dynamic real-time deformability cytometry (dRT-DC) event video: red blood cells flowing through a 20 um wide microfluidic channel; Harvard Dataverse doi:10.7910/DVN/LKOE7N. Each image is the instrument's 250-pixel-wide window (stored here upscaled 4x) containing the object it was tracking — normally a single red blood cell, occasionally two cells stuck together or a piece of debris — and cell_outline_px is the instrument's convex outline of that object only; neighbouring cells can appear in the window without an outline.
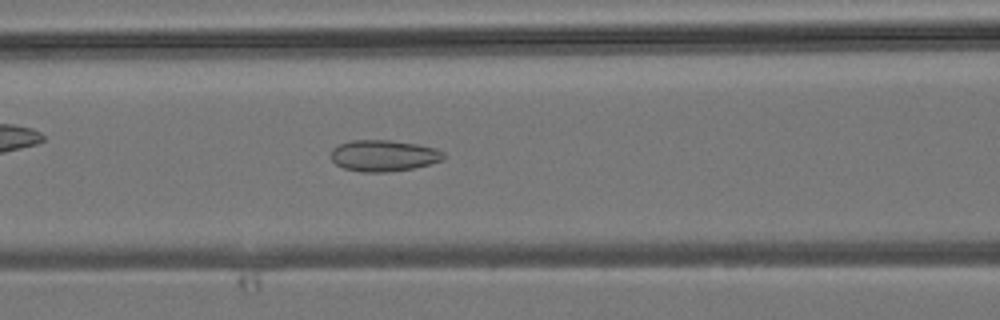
{"species": "common noctule bat (a hibernating species)", "species_latin": "Nyctalus noctula", "temperature_condition": "room temperature", "stored_images_in_passage": 40, "camera_frame_rate_fps": 3000, "um_per_image_px": 0.085, "animal": {"sex": "male", "body_mass_g": 19.2, "forearm_length_mm": 51.8}, "frame": {"image": 1, "passage_image": 14, "time_ms": 4.333, "image_size_px": [1000, 320], "cell_outline_px": [[444, 160], [412, 168], [388, 172], [360, 172], [344, 168], [336, 164], [332, 160], [332, 148], [340, 144], [352, 140], [388, 140], [420, 144], [436, 148], [444, 152]], "centroid_in_image_um": [32.63, 13.22], "position_along_channel_um": 134.0, "area_um2": 20.58}}
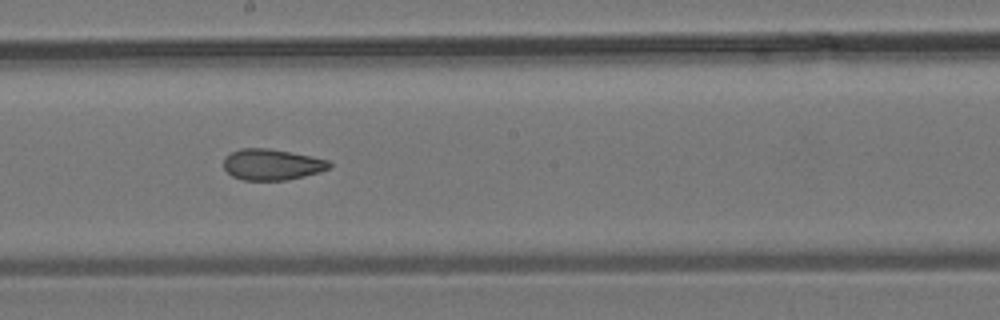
{"frame": {"image": 2, "passage_image": 20, "time_ms": 6.333, "image_size_px": [1000, 320], "cell_outline_px": [[332, 164], [328, 168], [320, 172], [288, 180], [244, 180], [232, 176], [224, 168], [224, 156], [240, 148], [268, 148], [312, 156], [328, 160]], "centroid_in_image_um": [23.1, 13.98], "position_along_channel_um": 225.1, "area_um2": 19.13}}
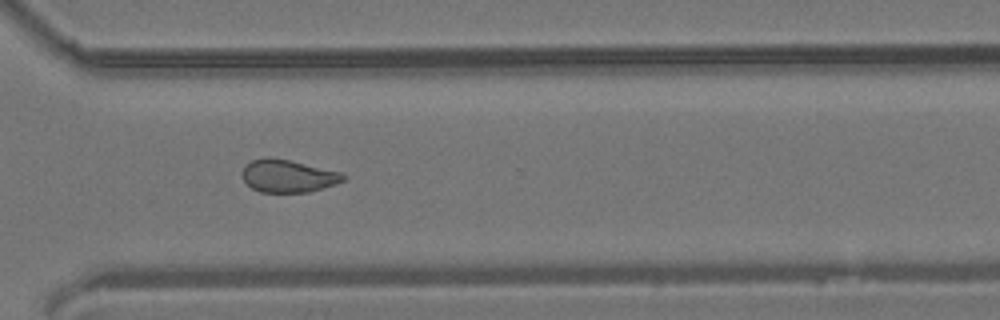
{"frame": {"image": 3, "passage_image": 28, "time_ms": 9.0, "image_size_px": [1000, 320], "cell_outline_px": [[348, 176], [344, 180], [336, 184], [308, 192], [260, 192], [252, 188], [244, 180], [244, 168], [252, 160], [264, 156], [268, 156], [288, 160], [340, 172]], "centroid_in_image_um": [24.5, 14.96], "position_along_channel_um": 346.1, "area_um2": 18.96}}